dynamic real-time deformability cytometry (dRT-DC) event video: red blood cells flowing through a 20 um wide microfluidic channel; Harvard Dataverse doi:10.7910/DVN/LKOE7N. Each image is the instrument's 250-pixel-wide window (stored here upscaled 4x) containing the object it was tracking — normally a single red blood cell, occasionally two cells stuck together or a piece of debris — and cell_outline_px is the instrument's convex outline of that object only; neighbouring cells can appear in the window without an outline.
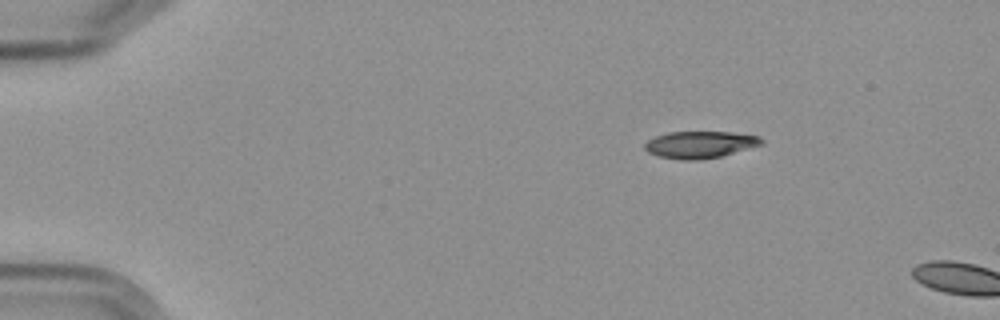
{"species": "Egyptian fruit bat (a non-hibernating species)", "species_latin": "Rousettus aegyptiacus", "temperature_condition": "cold", "stored_images_in_passage": 2, "camera_frame_rate_fps": 3000, "um_per_image_px": 0.085, "frame": {"image": 1, "passage_image": 1, "time_ms": 0.0, "image_size_px": [1000, 320], "cell_outline_px": [[764, 144], [720, 156], [692, 160], [680, 160], [660, 156], [648, 152], [644, 148], [644, 144], [648, 140], [656, 136], [668, 132], [732, 132], [760, 136], [764, 140]], "centroid_in_image_um": [59.51, 12.28], "position_along_channel_um": 25.5, "area_um2": 18.21}}